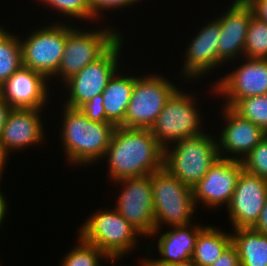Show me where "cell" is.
I'll return each instance as SVG.
<instances>
[{
    "label": "cell",
    "instance_id": "obj_20",
    "mask_svg": "<svg viewBox=\"0 0 267 266\" xmlns=\"http://www.w3.org/2000/svg\"><path fill=\"white\" fill-rule=\"evenodd\" d=\"M204 226L188 224L172 227L158 239L160 259H148L150 266H166L190 261L194 252L199 231Z\"/></svg>",
    "mask_w": 267,
    "mask_h": 266
},
{
    "label": "cell",
    "instance_id": "obj_10",
    "mask_svg": "<svg viewBox=\"0 0 267 266\" xmlns=\"http://www.w3.org/2000/svg\"><path fill=\"white\" fill-rule=\"evenodd\" d=\"M122 38L123 35L100 58L64 82V88L68 90L65 106L79 108L94 96L102 94L109 80L120 70Z\"/></svg>",
    "mask_w": 267,
    "mask_h": 266
},
{
    "label": "cell",
    "instance_id": "obj_28",
    "mask_svg": "<svg viewBox=\"0 0 267 266\" xmlns=\"http://www.w3.org/2000/svg\"><path fill=\"white\" fill-rule=\"evenodd\" d=\"M38 2L44 4V6L53 8V10L61 13V15L64 14L74 19L95 21L91 13L89 0H38Z\"/></svg>",
    "mask_w": 267,
    "mask_h": 266
},
{
    "label": "cell",
    "instance_id": "obj_8",
    "mask_svg": "<svg viewBox=\"0 0 267 266\" xmlns=\"http://www.w3.org/2000/svg\"><path fill=\"white\" fill-rule=\"evenodd\" d=\"M98 30L72 28L66 35V45L57 73L63 83L90 63L100 58L122 35L116 29Z\"/></svg>",
    "mask_w": 267,
    "mask_h": 266
},
{
    "label": "cell",
    "instance_id": "obj_19",
    "mask_svg": "<svg viewBox=\"0 0 267 266\" xmlns=\"http://www.w3.org/2000/svg\"><path fill=\"white\" fill-rule=\"evenodd\" d=\"M43 109H12L1 133L3 149L9 154L44 141L40 113Z\"/></svg>",
    "mask_w": 267,
    "mask_h": 266
},
{
    "label": "cell",
    "instance_id": "obj_32",
    "mask_svg": "<svg viewBox=\"0 0 267 266\" xmlns=\"http://www.w3.org/2000/svg\"><path fill=\"white\" fill-rule=\"evenodd\" d=\"M210 266H241L235 245L231 242L222 252V255Z\"/></svg>",
    "mask_w": 267,
    "mask_h": 266
},
{
    "label": "cell",
    "instance_id": "obj_24",
    "mask_svg": "<svg viewBox=\"0 0 267 266\" xmlns=\"http://www.w3.org/2000/svg\"><path fill=\"white\" fill-rule=\"evenodd\" d=\"M19 39L0 26V86L23 66Z\"/></svg>",
    "mask_w": 267,
    "mask_h": 266
},
{
    "label": "cell",
    "instance_id": "obj_25",
    "mask_svg": "<svg viewBox=\"0 0 267 266\" xmlns=\"http://www.w3.org/2000/svg\"><path fill=\"white\" fill-rule=\"evenodd\" d=\"M77 244L71 249L60 266H100V260L110 261V259L95 245L86 242L79 234Z\"/></svg>",
    "mask_w": 267,
    "mask_h": 266
},
{
    "label": "cell",
    "instance_id": "obj_5",
    "mask_svg": "<svg viewBox=\"0 0 267 266\" xmlns=\"http://www.w3.org/2000/svg\"><path fill=\"white\" fill-rule=\"evenodd\" d=\"M85 221L78 234L109 259L120 260L136 248L138 237L142 236L115 208L98 209Z\"/></svg>",
    "mask_w": 267,
    "mask_h": 266
},
{
    "label": "cell",
    "instance_id": "obj_30",
    "mask_svg": "<svg viewBox=\"0 0 267 266\" xmlns=\"http://www.w3.org/2000/svg\"><path fill=\"white\" fill-rule=\"evenodd\" d=\"M79 109L92 121L106 122L102 94L94 96L91 100L82 104Z\"/></svg>",
    "mask_w": 267,
    "mask_h": 266
},
{
    "label": "cell",
    "instance_id": "obj_36",
    "mask_svg": "<svg viewBox=\"0 0 267 266\" xmlns=\"http://www.w3.org/2000/svg\"><path fill=\"white\" fill-rule=\"evenodd\" d=\"M8 202L6 198L4 197V194H2V191H0V226L2 225V222L5 220V216L7 215V206Z\"/></svg>",
    "mask_w": 267,
    "mask_h": 266
},
{
    "label": "cell",
    "instance_id": "obj_21",
    "mask_svg": "<svg viewBox=\"0 0 267 266\" xmlns=\"http://www.w3.org/2000/svg\"><path fill=\"white\" fill-rule=\"evenodd\" d=\"M118 70L102 92L106 122L119 126L125 118L134 86V76L119 75Z\"/></svg>",
    "mask_w": 267,
    "mask_h": 266
},
{
    "label": "cell",
    "instance_id": "obj_16",
    "mask_svg": "<svg viewBox=\"0 0 267 266\" xmlns=\"http://www.w3.org/2000/svg\"><path fill=\"white\" fill-rule=\"evenodd\" d=\"M47 81L42 73L22 66L0 86V96L12 109H44L50 94Z\"/></svg>",
    "mask_w": 267,
    "mask_h": 266
},
{
    "label": "cell",
    "instance_id": "obj_22",
    "mask_svg": "<svg viewBox=\"0 0 267 266\" xmlns=\"http://www.w3.org/2000/svg\"><path fill=\"white\" fill-rule=\"evenodd\" d=\"M231 237L241 266H267L266 235L252 228H238L233 230Z\"/></svg>",
    "mask_w": 267,
    "mask_h": 266
},
{
    "label": "cell",
    "instance_id": "obj_13",
    "mask_svg": "<svg viewBox=\"0 0 267 266\" xmlns=\"http://www.w3.org/2000/svg\"><path fill=\"white\" fill-rule=\"evenodd\" d=\"M267 201V180L242 169L227 205L233 230L252 228Z\"/></svg>",
    "mask_w": 267,
    "mask_h": 266
},
{
    "label": "cell",
    "instance_id": "obj_12",
    "mask_svg": "<svg viewBox=\"0 0 267 266\" xmlns=\"http://www.w3.org/2000/svg\"><path fill=\"white\" fill-rule=\"evenodd\" d=\"M214 82L215 95L225 98L224 106L232 107L238 100L267 94V59L245 57L244 64Z\"/></svg>",
    "mask_w": 267,
    "mask_h": 266
},
{
    "label": "cell",
    "instance_id": "obj_6",
    "mask_svg": "<svg viewBox=\"0 0 267 266\" xmlns=\"http://www.w3.org/2000/svg\"><path fill=\"white\" fill-rule=\"evenodd\" d=\"M193 94H185L178 88L167 100L166 105L150 128L151 133L163 149L182 138L204 133L201 128L202 118Z\"/></svg>",
    "mask_w": 267,
    "mask_h": 266
},
{
    "label": "cell",
    "instance_id": "obj_11",
    "mask_svg": "<svg viewBox=\"0 0 267 266\" xmlns=\"http://www.w3.org/2000/svg\"><path fill=\"white\" fill-rule=\"evenodd\" d=\"M115 182L123 186L115 209L142 236L151 237L155 231L151 174L143 177L123 178Z\"/></svg>",
    "mask_w": 267,
    "mask_h": 266
},
{
    "label": "cell",
    "instance_id": "obj_23",
    "mask_svg": "<svg viewBox=\"0 0 267 266\" xmlns=\"http://www.w3.org/2000/svg\"><path fill=\"white\" fill-rule=\"evenodd\" d=\"M231 242L230 232L206 225L199 231L191 260L197 266H210Z\"/></svg>",
    "mask_w": 267,
    "mask_h": 266
},
{
    "label": "cell",
    "instance_id": "obj_4",
    "mask_svg": "<svg viewBox=\"0 0 267 266\" xmlns=\"http://www.w3.org/2000/svg\"><path fill=\"white\" fill-rule=\"evenodd\" d=\"M151 180L155 217V231L152 235L160 233L163 224L169 227L191 224L197 210L192 188L164 167L152 173Z\"/></svg>",
    "mask_w": 267,
    "mask_h": 266
},
{
    "label": "cell",
    "instance_id": "obj_7",
    "mask_svg": "<svg viewBox=\"0 0 267 266\" xmlns=\"http://www.w3.org/2000/svg\"><path fill=\"white\" fill-rule=\"evenodd\" d=\"M167 79L156 74L134 77L131 100L124 121L119 126L150 129L167 100L179 88Z\"/></svg>",
    "mask_w": 267,
    "mask_h": 266
},
{
    "label": "cell",
    "instance_id": "obj_26",
    "mask_svg": "<svg viewBox=\"0 0 267 266\" xmlns=\"http://www.w3.org/2000/svg\"><path fill=\"white\" fill-rule=\"evenodd\" d=\"M267 59V22L252 15L244 45V58Z\"/></svg>",
    "mask_w": 267,
    "mask_h": 266
},
{
    "label": "cell",
    "instance_id": "obj_39",
    "mask_svg": "<svg viewBox=\"0 0 267 266\" xmlns=\"http://www.w3.org/2000/svg\"><path fill=\"white\" fill-rule=\"evenodd\" d=\"M166 266H197V265L192 260H190V261H186L183 263L174 264V265H166Z\"/></svg>",
    "mask_w": 267,
    "mask_h": 266
},
{
    "label": "cell",
    "instance_id": "obj_18",
    "mask_svg": "<svg viewBox=\"0 0 267 266\" xmlns=\"http://www.w3.org/2000/svg\"><path fill=\"white\" fill-rule=\"evenodd\" d=\"M227 12L221 14L219 23L221 36L218 41L219 64L236 61L244 56V45L248 24L253 15L245 0H234Z\"/></svg>",
    "mask_w": 267,
    "mask_h": 266
},
{
    "label": "cell",
    "instance_id": "obj_37",
    "mask_svg": "<svg viewBox=\"0 0 267 266\" xmlns=\"http://www.w3.org/2000/svg\"><path fill=\"white\" fill-rule=\"evenodd\" d=\"M8 155L9 154L4 149H0V180H1L2 174L4 173L3 170L7 164Z\"/></svg>",
    "mask_w": 267,
    "mask_h": 266
},
{
    "label": "cell",
    "instance_id": "obj_40",
    "mask_svg": "<svg viewBox=\"0 0 267 266\" xmlns=\"http://www.w3.org/2000/svg\"><path fill=\"white\" fill-rule=\"evenodd\" d=\"M0 149H3L2 142H1V134H0Z\"/></svg>",
    "mask_w": 267,
    "mask_h": 266
},
{
    "label": "cell",
    "instance_id": "obj_31",
    "mask_svg": "<svg viewBox=\"0 0 267 266\" xmlns=\"http://www.w3.org/2000/svg\"><path fill=\"white\" fill-rule=\"evenodd\" d=\"M140 0H89L92 16L98 20L103 11L111 9L126 8L125 6L135 5Z\"/></svg>",
    "mask_w": 267,
    "mask_h": 266
},
{
    "label": "cell",
    "instance_id": "obj_34",
    "mask_svg": "<svg viewBox=\"0 0 267 266\" xmlns=\"http://www.w3.org/2000/svg\"><path fill=\"white\" fill-rule=\"evenodd\" d=\"M252 229L267 236V201L260 212L257 223L252 227Z\"/></svg>",
    "mask_w": 267,
    "mask_h": 266
},
{
    "label": "cell",
    "instance_id": "obj_3",
    "mask_svg": "<svg viewBox=\"0 0 267 266\" xmlns=\"http://www.w3.org/2000/svg\"><path fill=\"white\" fill-rule=\"evenodd\" d=\"M216 139L204 132L176 141L164 149L163 167L193 188L219 158Z\"/></svg>",
    "mask_w": 267,
    "mask_h": 266
},
{
    "label": "cell",
    "instance_id": "obj_9",
    "mask_svg": "<svg viewBox=\"0 0 267 266\" xmlns=\"http://www.w3.org/2000/svg\"><path fill=\"white\" fill-rule=\"evenodd\" d=\"M73 27L57 23L39 27L21 40L23 66L42 73L49 81L57 73L66 45V35Z\"/></svg>",
    "mask_w": 267,
    "mask_h": 266
},
{
    "label": "cell",
    "instance_id": "obj_29",
    "mask_svg": "<svg viewBox=\"0 0 267 266\" xmlns=\"http://www.w3.org/2000/svg\"><path fill=\"white\" fill-rule=\"evenodd\" d=\"M243 168L267 180V135L241 160Z\"/></svg>",
    "mask_w": 267,
    "mask_h": 266
},
{
    "label": "cell",
    "instance_id": "obj_1",
    "mask_svg": "<svg viewBox=\"0 0 267 266\" xmlns=\"http://www.w3.org/2000/svg\"><path fill=\"white\" fill-rule=\"evenodd\" d=\"M164 149L159 145L150 129L116 126L108 149L109 178L143 177L163 167Z\"/></svg>",
    "mask_w": 267,
    "mask_h": 266
},
{
    "label": "cell",
    "instance_id": "obj_2",
    "mask_svg": "<svg viewBox=\"0 0 267 266\" xmlns=\"http://www.w3.org/2000/svg\"><path fill=\"white\" fill-rule=\"evenodd\" d=\"M60 130L64 154L72 165L93 164L103 159L115 125L90 120L79 108L63 107Z\"/></svg>",
    "mask_w": 267,
    "mask_h": 266
},
{
    "label": "cell",
    "instance_id": "obj_35",
    "mask_svg": "<svg viewBox=\"0 0 267 266\" xmlns=\"http://www.w3.org/2000/svg\"><path fill=\"white\" fill-rule=\"evenodd\" d=\"M11 110L10 105L0 96V134Z\"/></svg>",
    "mask_w": 267,
    "mask_h": 266
},
{
    "label": "cell",
    "instance_id": "obj_17",
    "mask_svg": "<svg viewBox=\"0 0 267 266\" xmlns=\"http://www.w3.org/2000/svg\"><path fill=\"white\" fill-rule=\"evenodd\" d=\"M192 39L187 47L183 69L185 80H195L206 73L215 70L219 64L218 41L221 36L219 19L206 23Z\"/></svg>",
    "mask_w": 267,
    "mask_h": 266
},
{
    "label": "cell",
    "instance_id": "obj_15",
    "mask_svg": "<svg viewBox=\"0 0 267 266\" xmlns=\"http://www.w3.org/2000/svg\"><path fill=\"white\" fill-rule=\"evenodd\" d=\"M222 110L226 123L216 139L219 157L241 161L267 133L250 120L238 115L231 107L224 106Z\"/></svg>",
    "mask_w": 267,
    "mask_h": 266
},
{
    "label": "cell",
    "instance_id": "obj_38",
    "mask_svg": "<svg viewBox=\"0 0 267 266\" xmlns=\"http://www.w3.org/2000/svg\"><path fill=\"white\" fill-rule=\"evenodd\" d=\"M148 258L149 257H147L146 259L144 258L143 260L140 261V262H142L141 266H150ZM115 261H117V259H110V262L114 263V264H112V266H116V262Z\"/></svg>",
    "mask_w": 267,
    "mask_h": 266
},
{
    "label": "cell",
    "instance_id": "obj_33",
    "mask_svg": "<svg viewBox=\"0 0 267 266\" xmlns=\"http://www.w3.org/2000/svg\"><path fill=\"white\" fill-rule=\"evenodd\" d=\"M251 7L253 15L267 22V0H245Z\"/></svg>",
    "mask_w": 267,
    "mask_h": 266
},
{
    "label": "cell",
    "instance_id": "obj_14",
    "mask_svg": "<svg viewBox=\"0 0 267 266\" xmlns=\"http://www.w3.org/2000/svg\"><path fill=\"white\" fill-rule=\"evenodd\" d=\"M242 169L241 161L219 157L192 188L196 207L200 202L208 208L227 207Z\"/></svg>",
    "mask_w": 267,
    "mask_h": 266
},
{
    "label": "cell",
    "instance_id": "obj_27",
    "mask_svg": "<svg viewBox=\"0 0 267 266\" xmlns=\"http://www.w3.org/2000/svg\"><path fill=\"white\" fill-rule=\"evenodd\" d=\"M231 108L267 133V94L240 99Z\"/></svg>",
    "mask_w": 267,
    "mask_h": 266
}]
</instances>
